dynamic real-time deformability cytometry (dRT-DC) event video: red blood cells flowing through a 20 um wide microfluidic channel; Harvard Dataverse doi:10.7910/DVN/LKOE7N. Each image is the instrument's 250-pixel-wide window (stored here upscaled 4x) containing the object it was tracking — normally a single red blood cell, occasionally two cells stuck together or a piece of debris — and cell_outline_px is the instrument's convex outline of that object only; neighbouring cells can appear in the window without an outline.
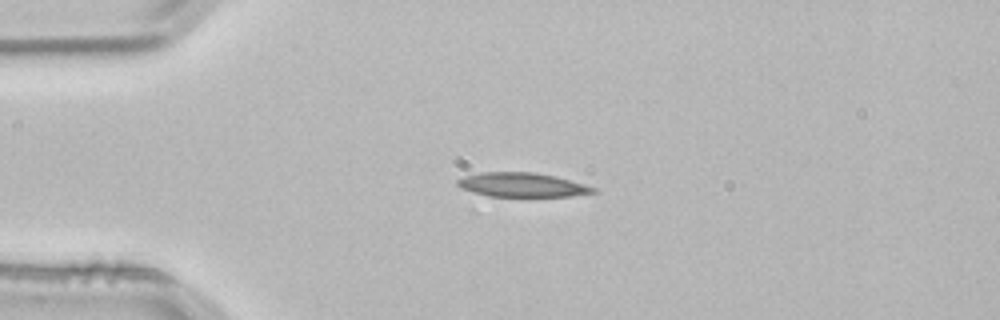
{"species": "common noctule bat (a hibernating species)", "species_latin": "Nyctalus noctula", "temperature_condition": "room temperature", "stored_images_in_passage": 3, "camera_frame_rate_fps": 3000, "um_per_image_px": 0.085, "animal": {"sex": "male", "body_mass_g": 21.5, "forearm_length_mm": 52.0}, "frame": {"image": 1, "passage_image": 3, "time_ms": 0.667, "image_size_px": [1000, 320], "cell_outline_px": [[600, 192], [568, 196], [480, 196], [460, 188], [456, 184], [456, 180], [464, 176], [480, 172], [536, 172], [556, 176], [584, 184], [596, 188]], "centroid_in_image_um": [44.33, 15.71], "position_along_channel_um": 40.7, "area_um2": 19.42}}